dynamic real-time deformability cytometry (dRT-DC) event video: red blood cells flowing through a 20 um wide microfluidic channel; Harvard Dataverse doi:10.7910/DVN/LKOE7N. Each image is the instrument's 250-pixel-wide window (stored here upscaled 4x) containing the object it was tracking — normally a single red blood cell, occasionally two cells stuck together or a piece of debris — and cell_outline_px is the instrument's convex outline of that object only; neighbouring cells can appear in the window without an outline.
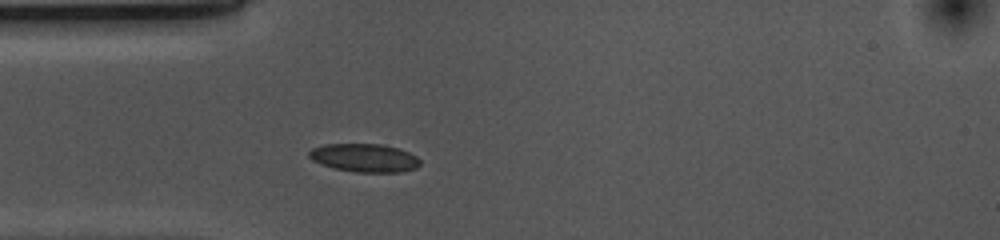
{"species": "common noctule bat (a hibernating species)", "species_latin": "Nyctalus noctula", "temperature_condition": "cold", "stored_images_in_passage": 31, "camera_frame_rate_fps": 3000, "um_per_image_px": 0.085, "animal": {"sex": "female", "body_mass_g": 10.0, "forearm_length_mm": 53.1}, "frame": {"image": 1, "passage_image": 1, "time_ms": 0.0, "image_size_px": [1000, 240], "cell_outline_px": [[420, 164], [416, 168], [400, 172], [356, 172], [336, 168], [320, 164], [312, 160], [308, 156], [308, 152], [312, 148], [324, 144], [380, 144], [400, 148], [416, 156], [420, 160]], "centroid_in_image_um": [30.97, 13.41], "position_along_channel_um": 54.0, "area_um2": 18.32}}
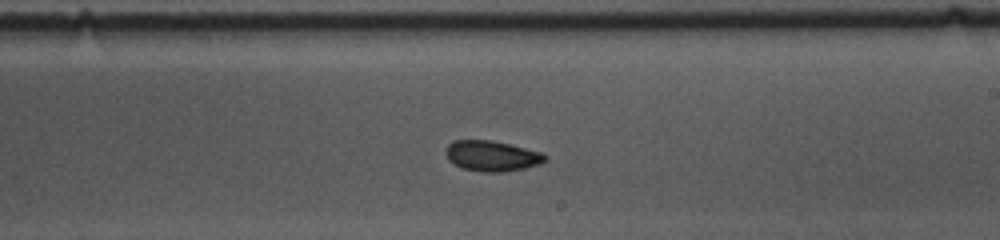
{"frame": {"image": 2, "passage_image": 17, "time_ms": 5.333, "image_size_px": [1000, 240], "cell_outline_px": [[548, 160], [540, 164], [524, 168], [504, 172], [480, 172], [464, 168], [448, 160], [444, 152], [448, 144], [456, 140], [492, 140], [512, 144], [544, 152], [548, 156]], "centroid_in_image_um": [41.87, 13.24], "position_along_channel_um": 247.1, "area_um2": 17.98}}
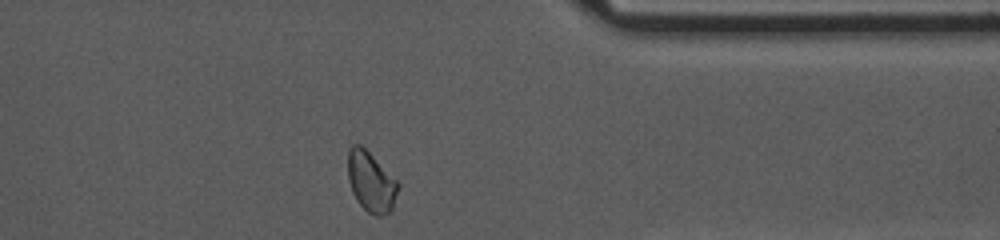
{"frame": {"image": 3, "passage_image": 29, "time_ms": 9.333, "image_size_px": [1000, 240], "cell_outline_px": [[400, 188], [392, 208], [388, 212], [380, 216], [376, 216], [368, 212], [356, 200], [352, 192], [348, 180], [348, 148], [352, 144], [360, 144], [400, 184]], "centroid_in_image_um": [31.52, 15.46], "position_along_channel_um": 379.9, "area_um2": 17.46}, "authors_computed_cell_mechanics": {"area_um2": 17.8602, "velocity_mm_per_s": 3.6699, "shape_relaxation_time_tau1_ms": 3.2541, "shape_relaxation_time_tau2_ms": 8.2972, "deformation_change_tau1": 0.0666, "deformation_change_tau2": 0.0945}}